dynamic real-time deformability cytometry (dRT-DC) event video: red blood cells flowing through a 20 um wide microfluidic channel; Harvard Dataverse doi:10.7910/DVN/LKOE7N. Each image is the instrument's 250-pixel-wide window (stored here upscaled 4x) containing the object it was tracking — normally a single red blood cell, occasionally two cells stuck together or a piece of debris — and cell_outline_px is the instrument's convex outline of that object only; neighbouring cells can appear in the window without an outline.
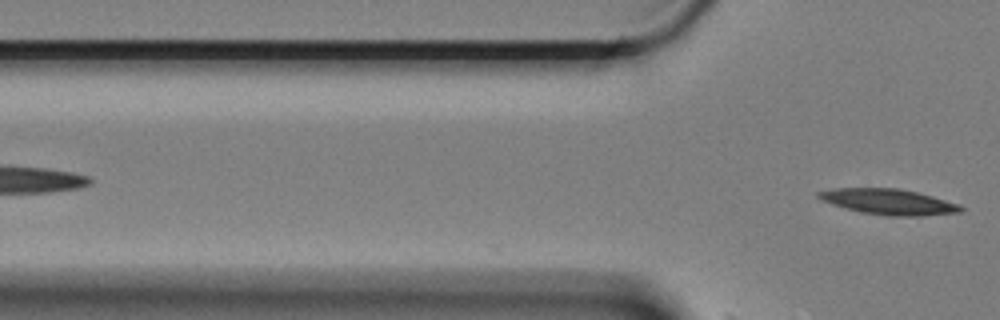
{"species": "Egyptian fruit bat (a non-hibernating species)", "species_latin": "Rousettus aegyptiacus", "temperature_condition": "cold", "stored_images_in_passage": 4, "camera_frame_rate_fps": 3000, "um_per_image_px": 0.085, "animal": {"sex": "female"}, "frame": {"image": 1, "passage_image": 4, "time_ms": 1.0, "image_size_px": [1000, 320], "cell_outline_px": [[964, 208], [960, 212], [924, 216], [888, 216], [860, 212], [844, 208], [820, 200], [816, 196], [816, 192], [832, 188], [896, 188], [916, 192], [932, 196], [960, 204]], "centroid_in_image_um": [75.5, 17.15], "position_along_channel_um": 50.3, "area_um2": 21.39}}